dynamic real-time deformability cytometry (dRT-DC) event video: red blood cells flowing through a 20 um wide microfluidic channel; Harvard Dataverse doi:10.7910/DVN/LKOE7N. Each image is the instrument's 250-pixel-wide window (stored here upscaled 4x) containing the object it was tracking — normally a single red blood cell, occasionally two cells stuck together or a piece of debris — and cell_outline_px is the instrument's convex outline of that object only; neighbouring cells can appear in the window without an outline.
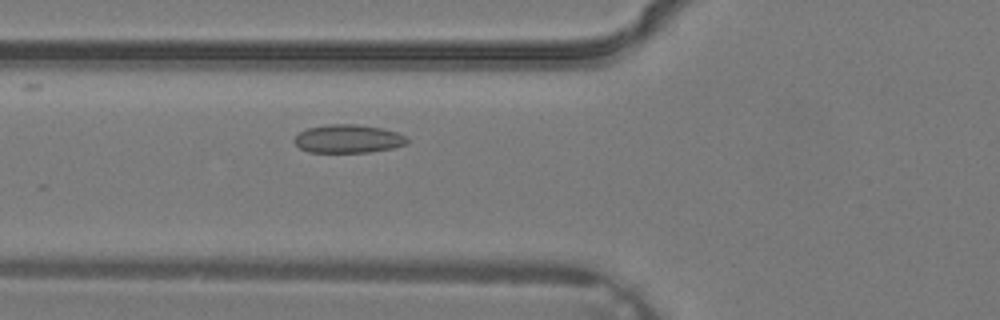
{"species": "common noctule bat (a hibernating species)", "species_latin": "Nyctalus noctula", "temperature_condition": "warm", "stored_images_in_passage": 3, "camera_frame_rate_fps": 3000, "um_per_image_px": 0.085, "animal": {"sex": "male", "body_mass_g": 19.2, "forearm_length_mm": 51.8}, "frame": {"image": 1, "passage_image": 3, "time_ms": 0.667, "image_size_px": [1000, 320], "cell_outline_px": [[408, 144], [392, 148], [368, 152], [308, 152], [300, 148], [296, 144], [296, 136], [300, 132], [308, 128], [328, 124], [356, 124], [380, 128], [396, 132], [404, 136], [408, 140]], "centroid_in_image_um": [29.6, 11.8], "position_along_channel_um": 96.2, "area_um2": 18.38}}